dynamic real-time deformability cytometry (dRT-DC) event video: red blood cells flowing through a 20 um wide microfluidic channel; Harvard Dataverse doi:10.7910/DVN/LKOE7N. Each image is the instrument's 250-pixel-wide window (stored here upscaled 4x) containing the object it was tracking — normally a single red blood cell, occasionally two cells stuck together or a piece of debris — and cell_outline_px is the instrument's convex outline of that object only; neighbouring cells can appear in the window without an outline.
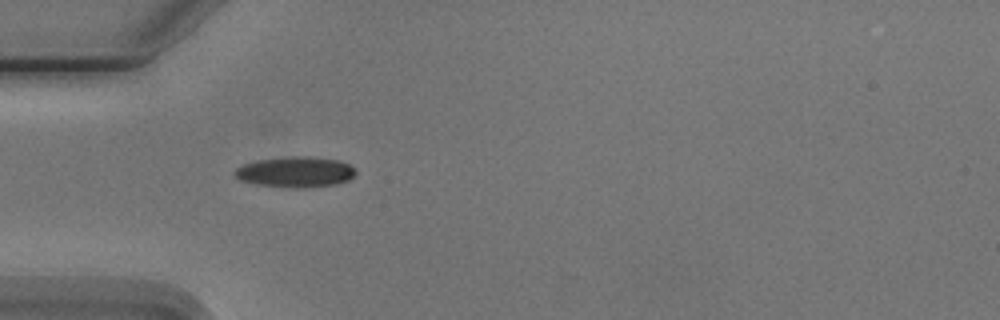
{"species": "Egyptian fruit bat (a non-hibernating species)", "species_latin": "Rousettus aegyptiacus", "temperature_condition": "cold", "stored_images_in_passage": 6, "camera_frame_rate_fps": 3000, "um_per_image_px": 0.085, "animal": {"sex": "male"}, "frame": {"image": 1, "passage_image": 3, "time_ms": 3.333, "image_size_px": [1000, 320], "cell_outline_px": [[356, 172], [348, 180], [336, 184], [304, 188], [300, 188], [256, 184], [240, 180], [232, 172], [236, 168], [244, 164], [260, 160], [292, 156], [308, 156], [336, 160], [348, 164], [356, 168]], "centroid_in_image_um": [25.12, 14.62], "position_along_channel_um": 59.9, "area_um2": 21.33}}
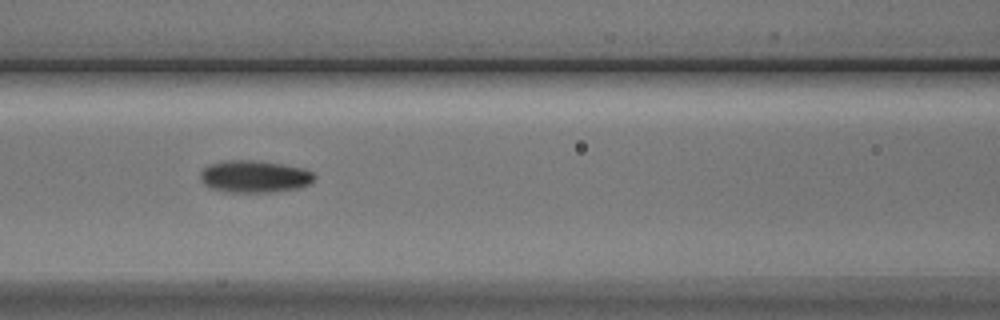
{"frame": {"image": 2, "passage_image": 5, "time_ms": 5.667, "image_size_px": [1000, 320], "cell_outline_px": [[316, 176], [308, 184], [300, 188], [272, 192], [224, 192], [212, 188], [204, 184], [200, 180], [200, 172], [208, 164], [224, 160], [256, 160], [284, 164], [304, 168], [312, 172]], "centroid_in_image_um": [21.61, 14.99], "position_along_channel_um": 145.0, "area_um2": 21.62}}
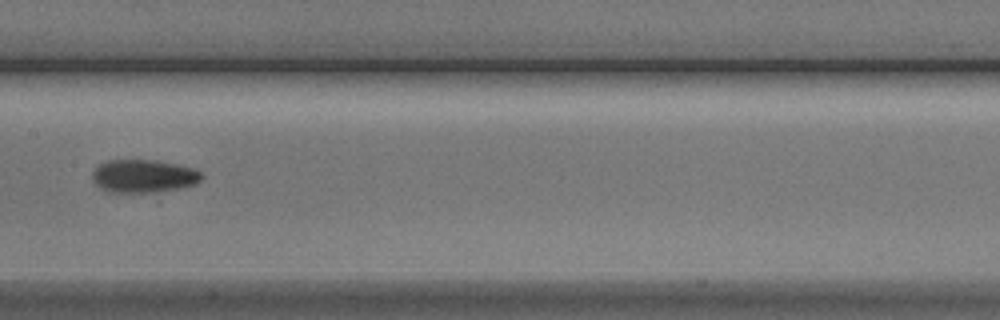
{"frame": {"image": 3, "passage_image": 6, "time_ms": 7.0, "image_size_px": [1000, 320], "cell_outline_px": [[204, 176], [196, 184], [180, 188], [148, 192], [112, 192], [100, 188], [92, 180], [92, 172], [100, 164], [108, 160], [156, 160], [176, 164], [192, 168], [200, 172]], "centroid_in_image_um": [12.19, 14.96], "position_along_channel_um": 195.2, "area_um2": 20.87}}